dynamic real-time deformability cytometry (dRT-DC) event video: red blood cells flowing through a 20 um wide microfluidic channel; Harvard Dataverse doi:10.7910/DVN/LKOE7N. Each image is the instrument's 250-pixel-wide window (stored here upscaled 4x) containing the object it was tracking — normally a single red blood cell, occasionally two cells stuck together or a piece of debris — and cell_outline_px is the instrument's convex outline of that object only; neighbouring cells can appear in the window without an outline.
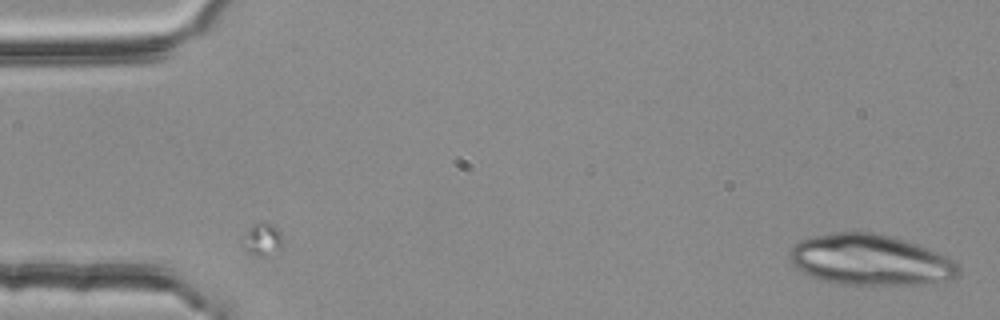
{"species": "common noctule bat (a hibernating species)", "species_latin": "Nyctalus noctula", "temperature_condition": "room temperature", "stored_images_in_passage": 3, "camera_frame_rate_fps": 3000, "um_per_image_px": 0.085, "animal": {"sex": "female", "body_mass_g": 25.1}, "frame": {"image": 1, "passage_image": 3, "time_ms": 0.667, "image_size_px": [1000, 320], "cell_outline_px": [[960, 276], [952, 280], [924, 284], [840, 284], [808, 276], [800, 272], [796, 268], [788, 252], [800, 240], [812, 236], [836, 232], [876, 232], [904, 240], [928, 248], [952, 260], [960, 268]], "centroid_in_image_um": [73.98, 22.1], "position_along_channel_um": 11.0, "area_um2": 49.94}}